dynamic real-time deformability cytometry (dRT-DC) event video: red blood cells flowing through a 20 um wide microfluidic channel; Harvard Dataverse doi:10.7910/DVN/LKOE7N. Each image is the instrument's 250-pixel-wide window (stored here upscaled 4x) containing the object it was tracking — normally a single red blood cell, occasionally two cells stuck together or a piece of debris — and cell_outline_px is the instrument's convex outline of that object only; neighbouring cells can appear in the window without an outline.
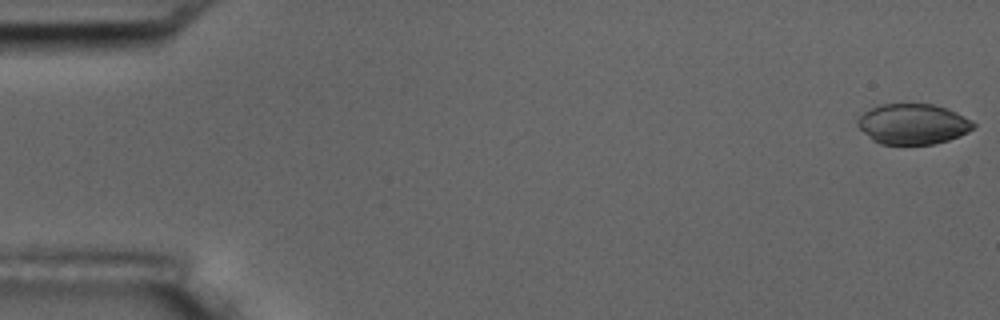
{"species": "common noctule bat (a hibernating species)", "species_latin": "Nyctalus noctula", "temperature_condition": "room temperature", "stored_images_in_passage": 15, "camera_frame_rate_fps": 3000, "um_per_image_px": 0.085, "animal": {"sex": "male", "body_mass_g": 17.5, "forearm_length_mm": 52.3}, "frame": {"image": 1, "passage_image": 1, "time_ms": 0.0, "image_size_px": [1000, 320], "cell_outline_px": [[976, 124], [968, 132], [960, 136], [948, 140], [932, 144], [880, 144], [872, 140], [856, 124], [856, 120], [864, 112], [880, 104], [932, 104], [948, 108], [972, 120]], "centroid_in_image_um": [77.6, 10.54], "position_along_channel_um": 7.4, "area_um2": 27.28}}
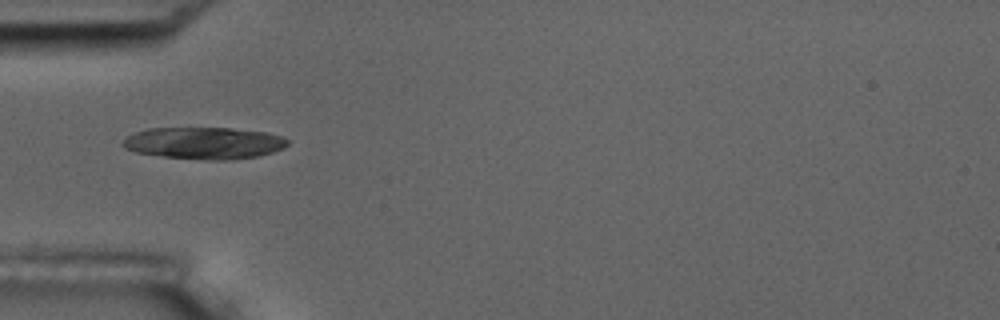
{"frame": {"image": 2, "passage_image": 5, "time_ms": 5.667, "image_size_px": [1000, 320], "cell_outline_px": [[288, 144], [284, 148], [272, 152], [256, 156], [224, 160], [216, 160], [164, 156], [136, 152], [124, 148], [120, 144], [128, 136], [136, 132], [148, 128], [232, 128], [268, 132], [280, 136], [288, 140]], "centroid_in_image_um": [17.35, 12.14], "position_along_channel_um": 67.6, "area_um2": 30.35}}
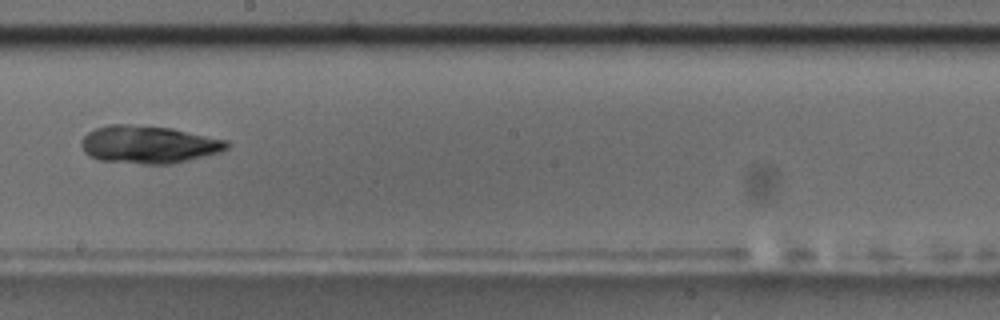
{"frame": {"image": 3, "passage_image": 9, "time_ms": 10.333, "image_size_px": [1000, 320], "cell_outline_px": [[232, 144], [228, 148], [220, 152], [172, 164], [144, 164], [100, 160], [88, 156], [84, 152], [80, 144], [80, 140], [88, 132], [96, 128], [108, 124], [128, 124], [172, 128], [228, 140]], "centroid_in_image_um": [12.63, 12.28], "position_along_channel_um": 235.6, "area_um2": 32.19}}